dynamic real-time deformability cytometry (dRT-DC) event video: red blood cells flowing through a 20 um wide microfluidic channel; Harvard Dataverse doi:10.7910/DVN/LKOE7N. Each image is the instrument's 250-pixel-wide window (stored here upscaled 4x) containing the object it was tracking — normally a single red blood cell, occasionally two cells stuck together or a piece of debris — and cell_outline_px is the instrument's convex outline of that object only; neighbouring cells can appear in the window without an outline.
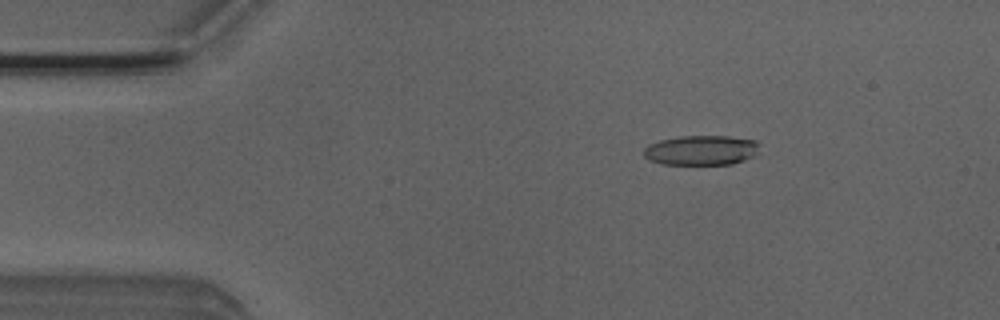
{"species": "Egyptian fruit bat (a non-hibernating species)", "species_latin": "Rousettus aegyptiacus", "temperature_condition": "room temperature", "stored_images_in_passage": 51, "camera_frame_rate_fps": 3000, "um_per_image_px": 0.085, "animal": {"sex": "male"}, "frame": {"image": 1, "passage_image": 8, "time_ms": 2.333, "image_size_px": [1000, 320], "cell_outline_px": [[760, 144], [756, 152], [752, 156], [744, 160], [732, 164], [660, 164], [648, 160], [644, 156], [644, 148], [648, 144], [660, 140], [680, 136], [728, 136], [756, 140]], "centroid_in_image_um": [59.58, 12.77], "position_along_channel_um": 25.4, "area_um2": 20.17}}
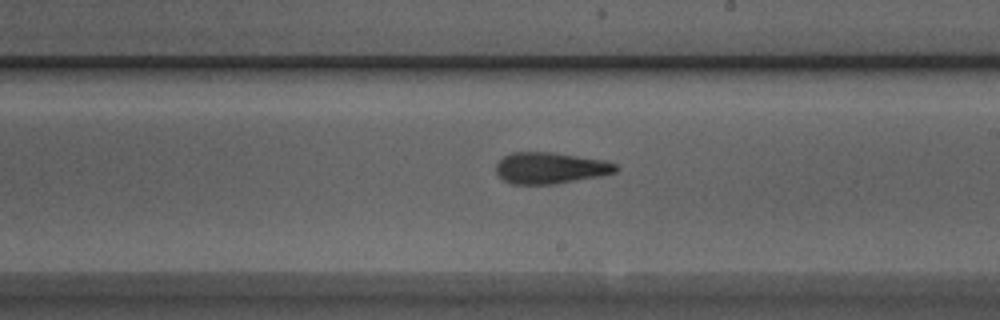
{"frame": {"image": 2, "passage_image": 29, "time_ms": 9.333, "image_size_px": [1000, 320], "cell_outline_px": [[620, 168], [616, 172], [600, 176], [556, 184], [512, 184], [504, 180], [496, 172], [496, 164], [504, 156], [512, 152], [552, 152], [604, 160], [616, 164]], "centroid_in_image_um": [46.79, 14.28], "position_along_channel_um": 242.2, "area_um2": 21.91}}
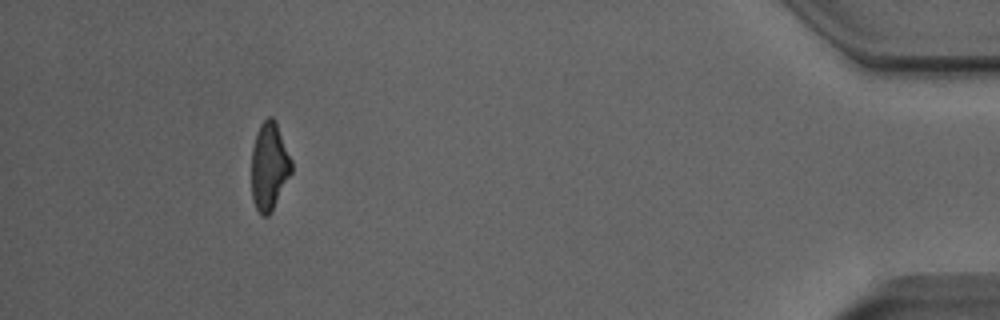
{"frame": {"image": 3, "passage_image": 47, "time_ms": 15.333, "image_size_px": [1000, 320], "cell_outline_px": [[292, 172], [272, 212], [268, 216], [260, 216], [252, 200], [252, 148], [260, 124], [268, 116], [272, 116], [276, 120], [292, 160]], "centroid_in_image_um": [22.9, 14.15], "position_along_channel_um": 412.3, "area_um2": 20.69}, "authors_computed_cell_mechanics": {"area_um2": 21.5594, "velocity_mm_per_s": 3.9753, "shape_relaxation_time_tau1_ms": 9.2618, "shape_relaxation_time_tau2_ms": 2.972, "deformation_change_tau1": 0.2392, "deformation_change_tau2": 0.1413}}